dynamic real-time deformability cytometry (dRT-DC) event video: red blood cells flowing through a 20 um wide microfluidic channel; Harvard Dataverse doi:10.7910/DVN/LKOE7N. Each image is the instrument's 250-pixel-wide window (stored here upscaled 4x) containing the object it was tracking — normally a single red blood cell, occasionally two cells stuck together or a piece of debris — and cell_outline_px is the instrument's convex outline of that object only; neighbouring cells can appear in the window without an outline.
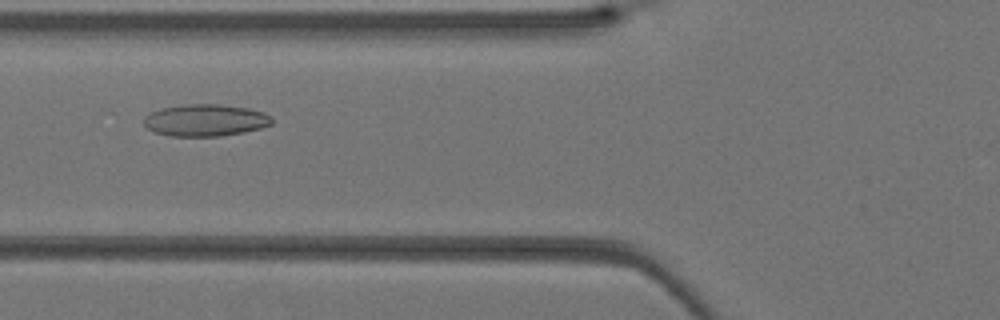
{"species": "Egyptian fruit bat (a non-hibernating species)", "species_latin": "Rousettus aegyptiacus", "temperature_condition": "warm", "stored_images_in_passage": 28, "camera_frame_rate_fps": 3000, "um_per_image_px": 0.085, "animal": {"sex": "female"}, "frame": {"image": 1, "passage_image": 4, "time_ms": 1.0, "image_size_px": [1000, 320], "cell_outline_px": [[272, 124], [260, 128], [244, 132], [220, 136], [168, 136], [156, 132], [148, 128], [144, 124], [144, 116], [160, 108], [184, 104], [220, 104], [248, 108], [264, 112], [272, 116]], "centroid_in_image_um": [17.47, 10.21], "position_along_channel_um": 108.3, "area_um2": 23.93}}
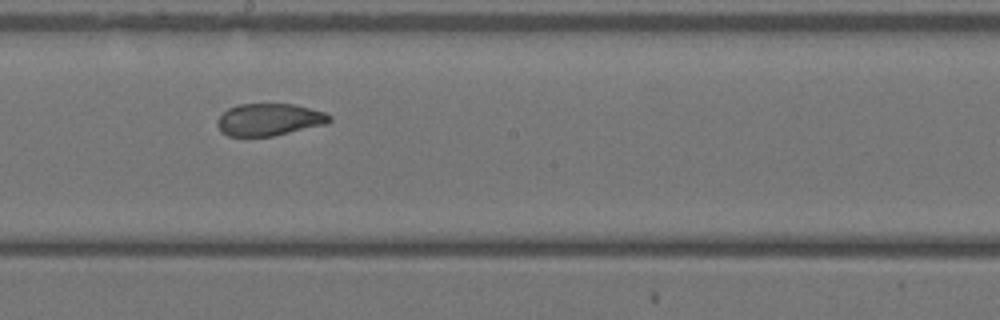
{"frame": {"image": 2, "passage_image": 11, "time_ms": 3.333, "image_size_px": [1000, 320], "cell_outline_px": [[332, 120], [328, 124], [272, 136], [228, 136], [220, 132], [216, 124], [216, 120], [228, 108], [240, 104], [296, 104], [324, 112], [332, 116]], "centroid_in_image_um": [22.89, 10.17], "position_along_channel_um": 225.3, "area_um2": 21.21}}
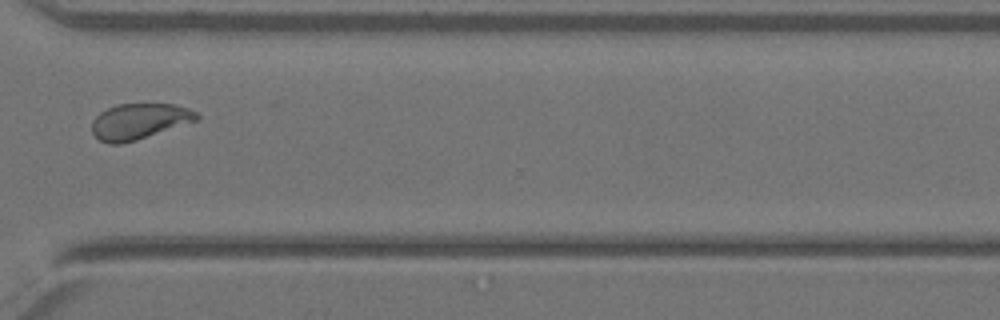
{"frame": {"image": 3, "passage_image": 19, "time_ms": 6.0, "image_size_px": [1000, 320], "cell_outline_px": [[200, 116], [196, 120], [136, 140], [120, 144], [108, 144], [100, 140], [92, 132], [92, 120], [100, 112], [116, 104], [176, 104], [188, 108], [196, 112]], "centroid_in_image_um": [11.8, 10.31], "position_along_channel_um": 358.8, "area_um2": 21.62}}